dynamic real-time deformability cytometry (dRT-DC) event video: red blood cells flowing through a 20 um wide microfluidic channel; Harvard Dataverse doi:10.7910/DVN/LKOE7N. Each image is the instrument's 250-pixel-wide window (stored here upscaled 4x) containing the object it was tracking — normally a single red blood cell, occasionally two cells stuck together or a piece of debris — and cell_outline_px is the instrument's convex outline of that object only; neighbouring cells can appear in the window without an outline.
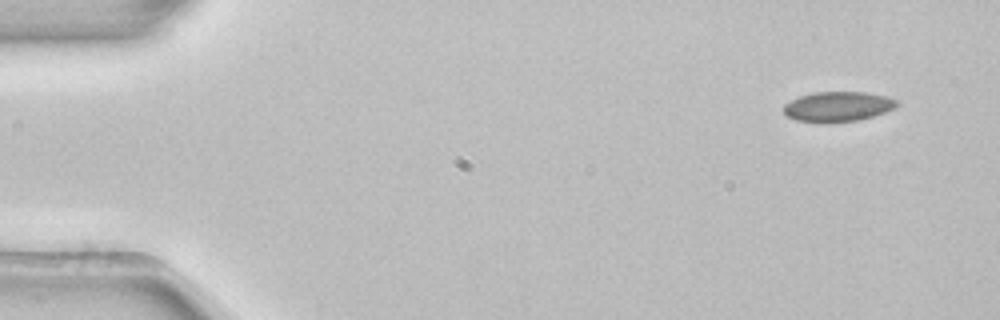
{"species": "common noctule bat (a hibernating species)", "species_latin": "Nyctalus noctula", "temperature_condition": "room temperature", "stored_images_in_passage": 4, "camera_frame_rate_fps": 3000, "um_per_image_px": 0.085, "animal": {"sex": "female", "body_mass_g": 22.7, "forearm_length_mm": 54.2}, "frame": {"image": 1, "passage_image": 1, "time_ms": 0.0, "image_size_px": [1000, 320], "cell_outline_px": [[900, 104], [896, 108], [872, 116], [856, 120], [824, 124], [796, 120], [788, 116], [784, 112], [784, 104], [800, 96], [812, 92], [864, 92], [888, 96], [900, 100]], "centroid_in_image_um": [71.25, 9.06], "position_along_channel_um": 13.7, "area_um2": 20.06}}
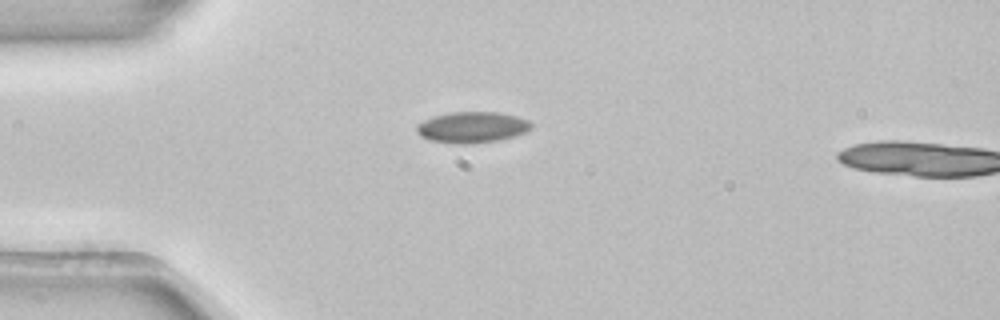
{"frame": {"image": 2, "passage_image": 3, "time_ms": 0.667, "image_size_px": [1000, 320], "cell_outline_px": [[532, 128], [524, 132], [500, 140], [468, 144], [456, 144], [428, 140], [420, 136], [416, 132], [416, 124], [424, 120], [448, 112], [496, 112], [516, 116], [528, 120], [532, 124]], "centroid_in_image_um": [40.09, 10.82], "position_along_channel_um": 44.9, "area_um2": 20.75}}